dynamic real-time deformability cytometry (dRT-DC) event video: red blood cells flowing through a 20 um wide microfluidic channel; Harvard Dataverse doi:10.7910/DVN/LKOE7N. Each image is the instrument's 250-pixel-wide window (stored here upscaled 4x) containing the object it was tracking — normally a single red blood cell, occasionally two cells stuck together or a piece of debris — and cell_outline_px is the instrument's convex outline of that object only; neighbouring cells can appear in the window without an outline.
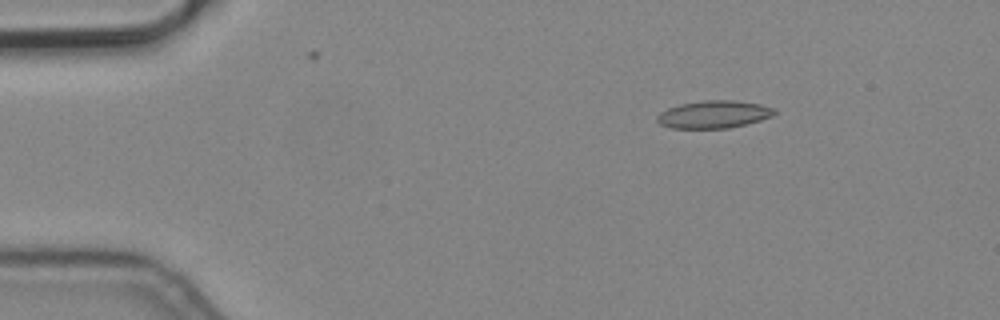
{"species": "common noctule bat (a hibernating species)", "species_latin": "Nyctalus noctula", "temperature_condition": "cold", "stored_images_in_passage": 3, "camera_frame_rate_fps": 3000, "um_per_image_px": 0.085, "animal": {"sex": "male", "body_mass_g": 19.2, "forearm_length_mm": 51.8}, "frame": {"image": 1, "passage_image": 1, "time_ms": 0.0, "image_size_px": [1000, 320], "cell_outline_px": [[776, 112], [772, 116], [760, 120], [728, 128], [672, 128], [660, 124], [656, 120], [656, 116], [660, 112], [668, 108], [680, 104], [704, 100], [736, 100], [760, 104], [776, 108]], "centroid_in_image_um": [60.67, 9.71], "position_along_channel_um": 24.3, "area_um2": 18.84}}
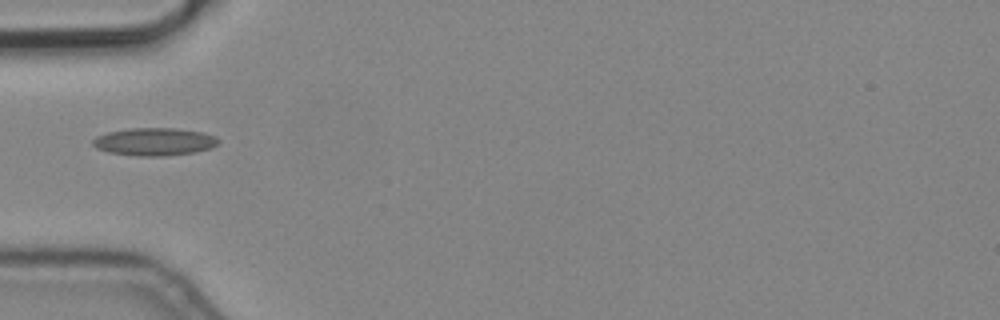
{"frame": {"image": 2, "passage_image": 3, "time_ms": 0.667, "image_size_px": [1000, 320], "cell_outline_px": [[220, 140], [212, 148], [196, 152], [168, 156], [136, 156], [108, 152], [96, 148], [92, 144], [92, 140], [96, 136], [108, 132], [128, 128], [176, 128], [204, 132], [216, 136]], "centroid_in_image_um": [13.14, 12.04], "position_along_channel_um": 71.9, "area_um2": 20.58}}